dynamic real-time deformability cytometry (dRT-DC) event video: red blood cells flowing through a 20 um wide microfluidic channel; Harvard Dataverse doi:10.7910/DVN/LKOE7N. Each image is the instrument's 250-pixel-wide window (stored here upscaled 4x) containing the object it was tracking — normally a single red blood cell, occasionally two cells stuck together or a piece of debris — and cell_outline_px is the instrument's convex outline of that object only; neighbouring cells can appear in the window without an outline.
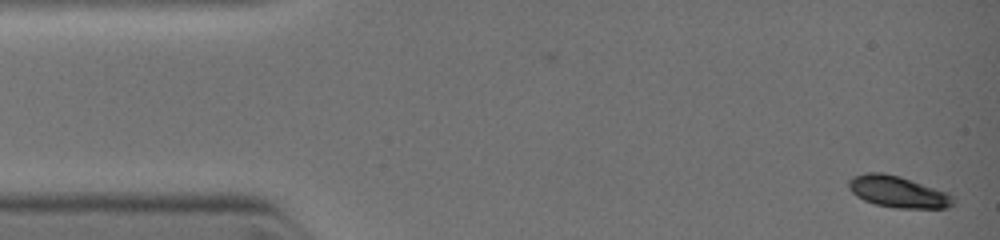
{"species": "common noctule bat (a hibernating species)", "species_latin": "Nyctalus noctula", "temperature_condition": "warm", "stored_images_in_passage": 3, "camera_frame_rate_fps": 3000, "um_per_image_px": 0.085, "animal": {"sex": "female", "body_mass_g": 19.0, "forearm_length_mm": 51.5}, "frame": {"image": 1, "passage_image": 1, "time_ms": 0.0, "image_size_px": [1000, 240], "cell_outline_px": [[956, 200], [952, 204], [944, 208], [896, 208], [876, 204], [864, 200], [856, 196], [848, 188], [848, 180], [852, 176], [868, 172], [880, 172], [900, 176], [948, 192]], "centroid_in_image_um": [76.31, 16.29], "position_along_channel_um": 8.7, "area_um2": 19.25}}